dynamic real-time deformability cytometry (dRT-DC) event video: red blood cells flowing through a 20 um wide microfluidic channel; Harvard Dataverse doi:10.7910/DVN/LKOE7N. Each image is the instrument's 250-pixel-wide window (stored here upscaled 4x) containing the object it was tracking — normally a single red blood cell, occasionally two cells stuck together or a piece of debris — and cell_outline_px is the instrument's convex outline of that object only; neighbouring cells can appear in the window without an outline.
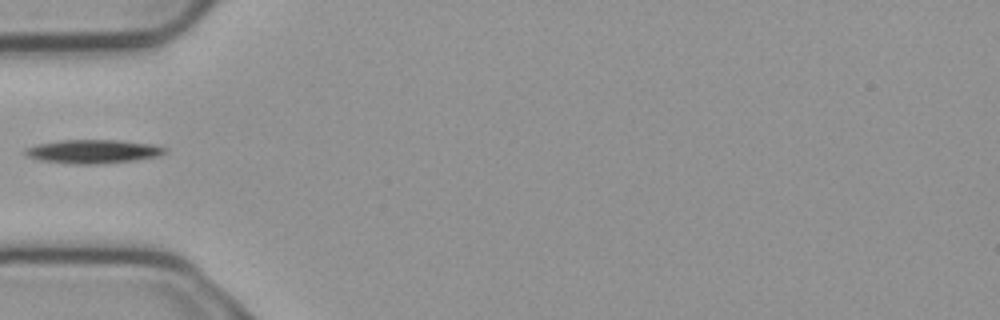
{"species": "common noctule bat (a hibernating species)", "species_latin": "Nyctalus noctula", "temperature_condition": "cold", "stored_images_in_passage": 1, "camera_frame_rate_fps": 3000, "um_per_image_px": 0.085, "animal": {"sex": "male", "body_mass_g": 23.1, "forearm_length_mm": 52.7}, "frame": {"image": 1, "passage_image": 1, "time_ms": 0.0, "image_size_px": [1000, 320], "cell_outline_px": [[168, 152], [160, 156], [132, 160], [100, 164], [68, 164], [40, 160], [28, 156], [24, 152], [28, 148], [40, 144], [64, 140], [116, 140], [148, 144], [168, 148]], "centroid_in_image_um": [7.95, 12.89], "position_along_channel_um": 77.0, "area_um2": 19.02}}